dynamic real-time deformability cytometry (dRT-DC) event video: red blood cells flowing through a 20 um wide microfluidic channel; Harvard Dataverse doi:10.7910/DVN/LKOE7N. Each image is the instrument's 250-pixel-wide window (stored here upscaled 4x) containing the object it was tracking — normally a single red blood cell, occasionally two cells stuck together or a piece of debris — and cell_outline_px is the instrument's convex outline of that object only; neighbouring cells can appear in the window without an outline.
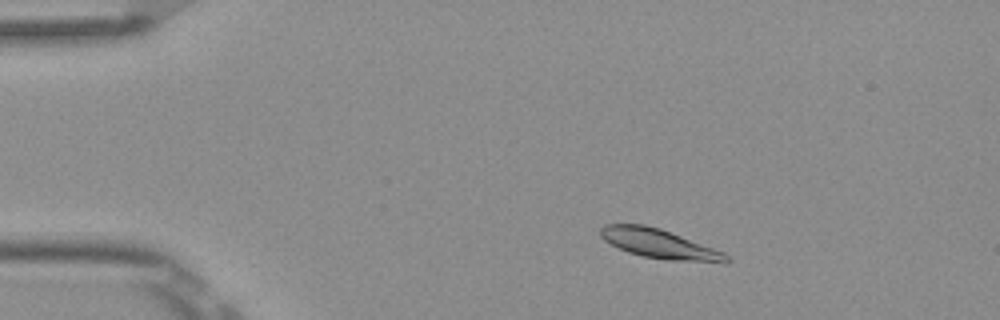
{"species": "Egyptian fruit bat (a non-hibernating species)", "species_latin": "Rousettus aegyptiacus", "temperature_condition": "room temperature", "stored_images_in_passage": 5, "camera_frame_rate_fps": 3000, "um_per_image_px": 0.085, "frame": {"image": 1, "passage_image": 3, "time_ms": 0.667, "image_size_px": [1000, 320], "cell_outline_px": [[732, 260], [728, 264], [724, 264], [668, 260], [644, 256], [628, 252], [604, 240], [600, 236], [600, 228], [604, 224], [644, 224], [660, 228], [724, 252]], "centroid_in_image_um": [56.12, 20.74], "position_along_channel_um": 28.9, "area_um2": 21.68}}
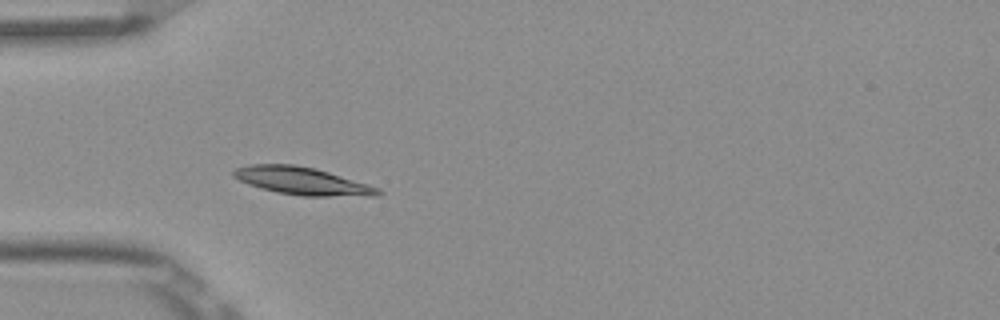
{"frame": {"image": 2, "passage_image": 5, "time_ms": 1.333, "image_size_px": [1000, 320], "cell_outline_px": [[384, 192], [380, 196], [300, 196], [276, 192], [260, 188], [248, 184], [232, 176], [232, 172], [236, 168], [252, 164], [292, 164], [316, 168], [368, 184], [380, 188]], "centroid_in_image_um": [25.72, 15.39], "position_along_channel_um": 59.3, "area_um2": 23.41}}